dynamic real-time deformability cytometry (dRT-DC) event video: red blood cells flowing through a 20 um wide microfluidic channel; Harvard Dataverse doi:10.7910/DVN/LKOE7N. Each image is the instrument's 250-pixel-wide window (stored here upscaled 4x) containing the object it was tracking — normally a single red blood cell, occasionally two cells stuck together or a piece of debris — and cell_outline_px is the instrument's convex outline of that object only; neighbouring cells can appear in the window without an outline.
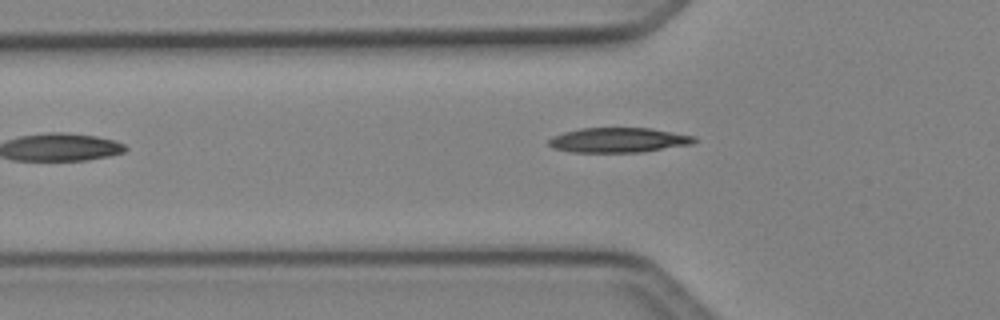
{"species": "Egyptian fruit bat (a non-hibernating species)", "species_latin": "Rousettus aegyptiacus", "temperature_condition": "cold", "stored_images_in_passage": 5, "camera_frame_rate_fps": 3000, "um_per_image_px": 0.085, "animal": {"sex": "female"}, "frame": {"image": 1, "passage_image": 5, "time_ms": 1.333, "image_size_px": [1000, 320], "cell_outline_px": [[696, 140], [692, 144], [640, 152], [568, 152], [552, 148], [548, 144], [548, 140], [552, 136], [564, 132], [580, 128], [652, 128], [696, 136]], "centroid_in_image_um": [52.54, 11.9], "position_along_channel_um": 73.3, "area_um2": 21.15}}